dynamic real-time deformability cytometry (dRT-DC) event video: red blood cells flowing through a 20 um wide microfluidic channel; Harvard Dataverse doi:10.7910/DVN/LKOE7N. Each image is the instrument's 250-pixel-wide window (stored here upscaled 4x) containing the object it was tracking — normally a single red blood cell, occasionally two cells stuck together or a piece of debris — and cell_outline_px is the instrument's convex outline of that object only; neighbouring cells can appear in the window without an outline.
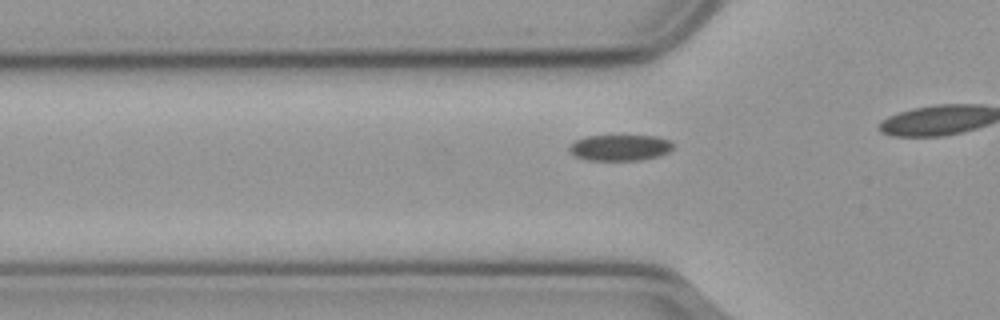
{"species": "common noctule bat (a hibernating species)", "species_latin": "Nyctalus noctula", "temperature_condition": "cold", "stored_images_in_passage": 19, "camera_frame_rate_fps": 3000, "um_per_image_px": 0.085, "animal": {"sex": "male", "body_mass_g": 23.1, "forearm_length_mm": 52.7}, "frame": {"image": 1, "passage_image": 14, "time_ms": 4.333, "image_size_px": [1000, 320], "cell_outline_px": [[672, 148], [668, 152], [660, 156], [640, 160], [588, 160], [576, 156], [568, 148], [576, 140], [588, 136], [656, 136], [672, 140]], "centroid_in_image_um": [52.75, 12.55], "position_along_channel_um": 73.1, "area_um2": 15.61}}
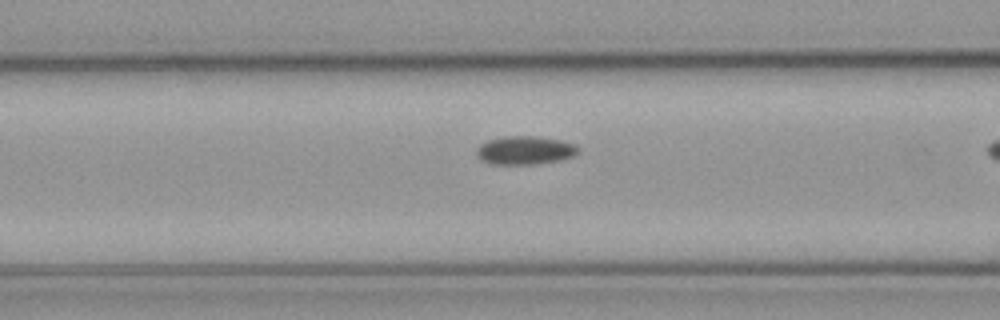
{"frame": {"image": 2, "passage_image": 18, "time_ms": 5.667, "image_size_px": [1000, 320], "cell_outline_px": [[580, 152], [572, 156], [556, 160], [532, 164], [492, 164], [480, 160], [476, 152], [476, 148], [480, 144], [488, 140], [504, 136], [532, 136], [560, 140], [576, 144], [580, 148]], "centroid_in_image_um": [44.6, 12.77], "position_along_channel_um": 122.0, "area_um2": 16.76}}